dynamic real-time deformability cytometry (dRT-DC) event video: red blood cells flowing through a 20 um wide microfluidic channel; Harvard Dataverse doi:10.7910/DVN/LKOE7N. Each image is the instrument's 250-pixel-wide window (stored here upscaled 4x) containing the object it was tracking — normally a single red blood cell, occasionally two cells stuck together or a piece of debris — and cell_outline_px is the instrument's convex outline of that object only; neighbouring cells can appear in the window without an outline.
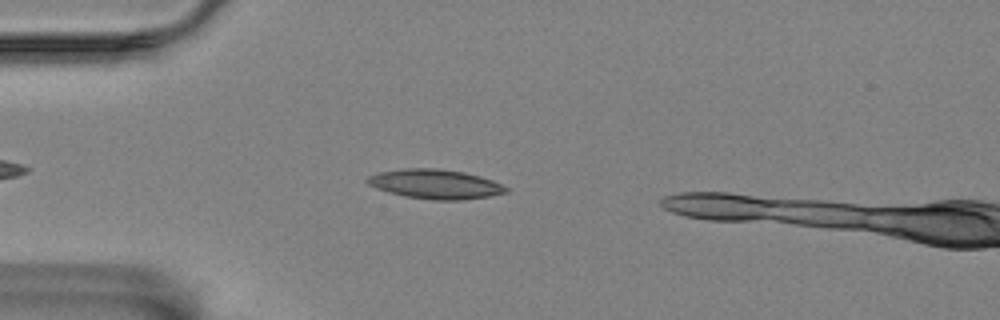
{"species": "Egyptian fruit bat (a non-hibernating species)", "species_latin": "Rousettus aegyptiacus", "temperature_condition": "room temperature", "stored_images_in_passage": 39, "camera_frame_rate_fps": 3000, "um_per_image_px": 0.085, "animal": {"sex": "female"}, "frame": {"image": 1, "passage_image": 4, "time_ms": 1.0, "image_size_px": [1000, 320], "cell_outline_px": [[508, 192], [488, 196], [460, 200], [432, 200], [404, 196], [388, 192], [376, 188], [368, 184], [364, 180], [368, 176], [380, 172], [404, 168], [440, 168], [464, 172], [480, 176], [492, 180], [508, 188]], "centroid_in_image_um": [36.97, 15.64], "position_along_channel_um": 48.0, "area_um2": 23.81}}
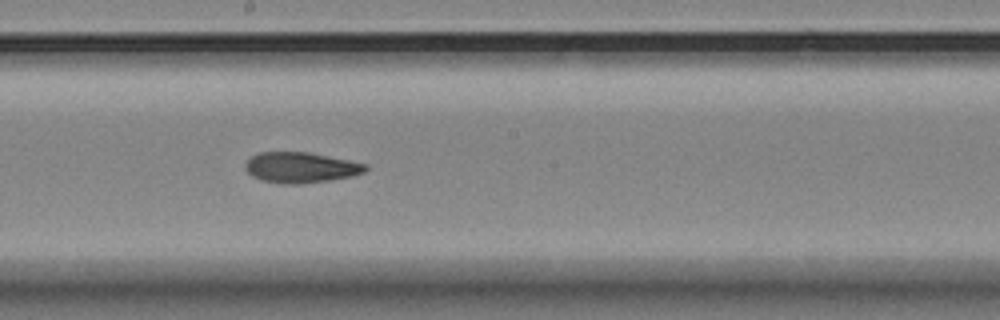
{"frame": {"image": 2, "passage_image": 20, "time_ms": 6.333, "image_size_px": [1000, 320], "cell_outline_px": [[368, 168], [364, 172], [352, 176], [328, 180], [300, 184], [284, 184], [260, 180], [252, 176], [244, 168], [244, 164], [252, 156], [260, 152], [308, 152], [368, 164]], "centroid_in_image_um": [25.55, 14.24], "position_along_channel_um": 222.7, "area_um2": 21.39}}
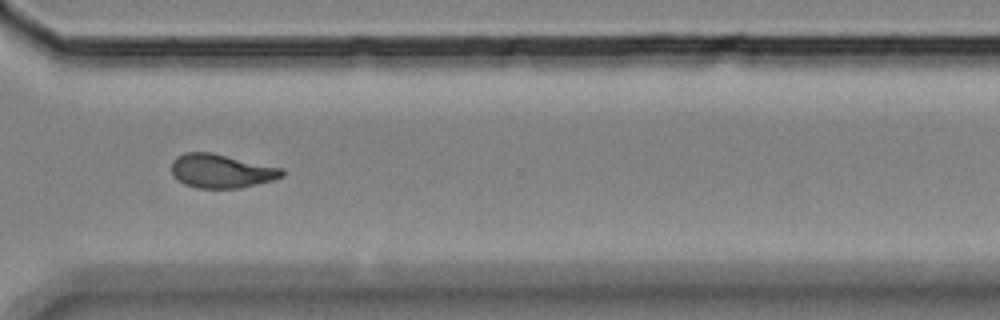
{"frame": {"image": 3, "passage_image": 31, "time_ms": 10.0, "image_size_px": [1000, 320], "cell_outline_px": [[284, 176], [272, 180], [240, 188], [196, 188], [184, 184], [172, 172], [172, 160], [176, 156], [184, 152], [212, 152], [284, 168]], "centroid_in_image_um": [18.83, 14.52], "position_along_channel_um": 351.8, "area_um2": 21.85}}